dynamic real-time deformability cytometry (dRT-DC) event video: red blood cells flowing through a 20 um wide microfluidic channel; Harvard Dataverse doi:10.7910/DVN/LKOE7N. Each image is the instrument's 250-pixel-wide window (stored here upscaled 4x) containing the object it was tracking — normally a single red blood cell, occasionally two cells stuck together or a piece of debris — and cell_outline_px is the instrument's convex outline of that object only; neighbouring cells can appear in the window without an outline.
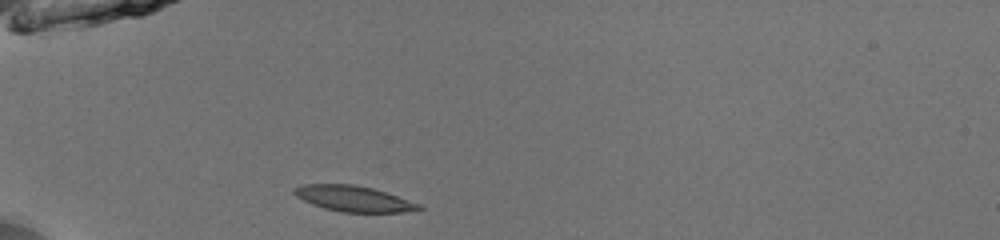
{"species": "common noctule bat (a hibernating species)", "species_latin": "Nyctalus noctula", "temperature_condition": "room temperature", "stored_images_in_passage": 36, "camera_frame_rate_fps": 3000, "um_per_image_px": 0.085, "animal": {"sex": "male", "body_mass_g": 13.0, "forearm_length_mm": 53.1}, "frame": {"image": 1, "passage_image": 1, "time_ms": 0.0, "image_size_px": [1000, 240], "cell_outline_px": [[424, 208], [400, 212], [340, 212], [324, 208], [312, 204], [296, 196], [292, 192], [292, 188], [300, 184], [352, 184], [372, 188], [388, 192], [420, 204]], "centroid_in_image_um": [30.02, 16.87], "position_along_channel_um": 55.0, "area_um2": 18.73}}
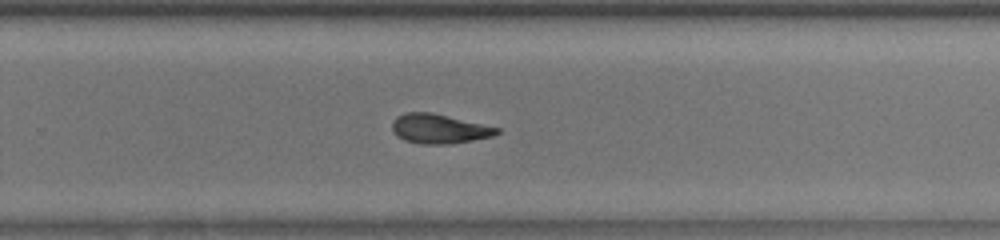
{"frame": {"image": 2, "passage_image": 20, "time_ms": 6.333, "image_size_px": [1000, 240], "cell_outline_px": [[500, 132], [492, 136], [452, 144], [420, 144], [404, 140], [396, 136], [392, 132], [392, 120], [396, 116], [404, 112], [432, 112], [500, 128]], "centroid_in_image_um": [37.27, 10.94], "position_along_channel_um": 292.5, "area_um2": 18.15}}
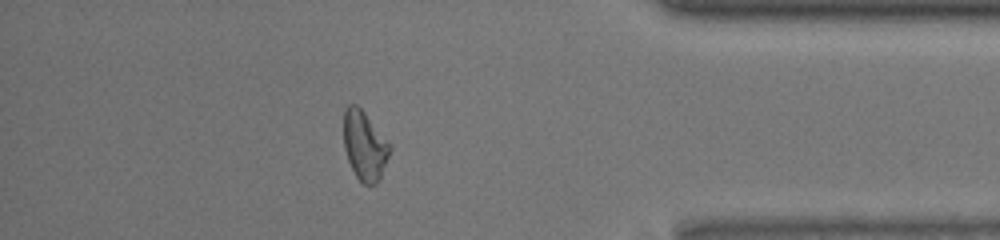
{"frame": {"image": 3, "passage_image": 30, "time_ms": 9.667, "image_size_px": [1000, 240], "cell_outline_px": [[392, 148], [380, 180], [376, 184], [364, 184], [356, 176], [348, 160], [344, 148], [344, 108], [348, 104], [356, 104], [364, 112]], "centroid_in_image_um": [30.98, 12.39], "position_along_channel_um": 404.2, "area_um2": 18.38}, "authors_computed_cell_mechanics": {"area_um2": 18.496, "velocity_mm_per_s": 4.0037, "shape_relaxation_time_tau1_ms": 4.0587, "shape_relaxation_time_tau2_ms": 8.1798, "deformation_change_tau1": 0.162, "deformation_change_tau2": 0.1647}}